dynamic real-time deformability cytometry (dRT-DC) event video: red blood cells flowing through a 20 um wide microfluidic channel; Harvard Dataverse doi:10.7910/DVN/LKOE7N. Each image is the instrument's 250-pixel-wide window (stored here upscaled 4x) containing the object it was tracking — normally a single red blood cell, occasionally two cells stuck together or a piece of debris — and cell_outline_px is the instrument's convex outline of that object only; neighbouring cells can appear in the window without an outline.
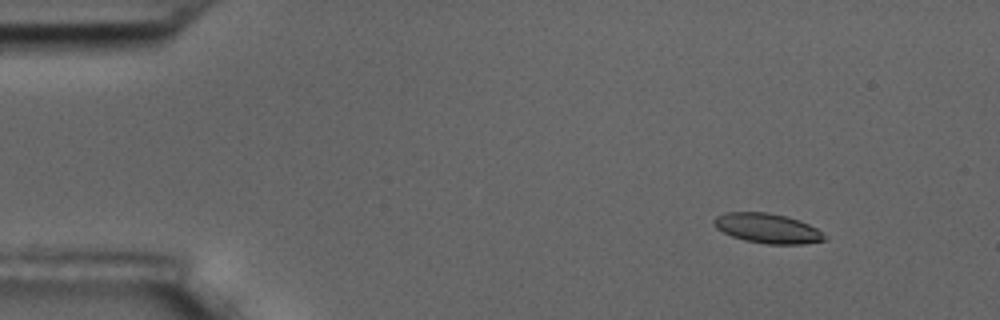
{"species": "common noctule bat (a hibernating species)", "species_latin": "Nyctalus noctula", "temperature_condition": "room temperature", "stored_images_in_passage": 5, "camera_frame_rate_fps": 3000, "um_per_image_px": 0.085, "animal": {"sex": "male", "body_mass_g": 17.5, "forearm_length_mm": 52.3}, "frame": {"image": 1, "passage_image": 2, "time_ms": 1.333, "image_size_px": [1000, 320], "cell_outline_px": [[828, 240], [804, 244], [768, 244], [744, 240], [732, 236], [716, 228], [712, 224], [712, 220], [716, 216], [724, 212], [768, 212], [800, 220], [816, 228], [828, 236]], "centroid_in_image_um": [65.24, 19.41], "position_along_channel_um": 19.8, "area_um2": 19.36}}